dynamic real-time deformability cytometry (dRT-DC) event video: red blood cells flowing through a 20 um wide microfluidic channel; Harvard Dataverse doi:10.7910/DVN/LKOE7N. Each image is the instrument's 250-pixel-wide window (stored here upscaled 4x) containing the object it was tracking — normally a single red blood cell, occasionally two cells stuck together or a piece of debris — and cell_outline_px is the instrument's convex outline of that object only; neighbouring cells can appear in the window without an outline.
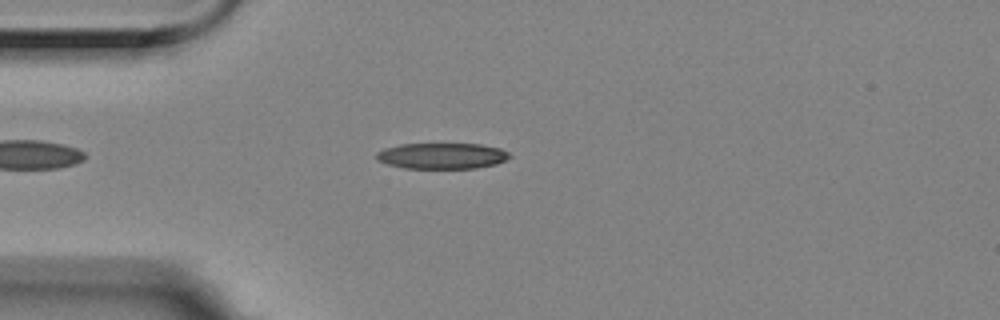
{"species": "Egyptian fruit bat (a non-hibernating species)", "species_latin": "Rousettus aegyptiacus", "temperature_condition": "room temperature", "stored_images_in_passage": 6, "camera_frame_rate_fps": 3000, "um_per_image_px": 0.085, "animal": {"sex": "female"}, "frame": {"image": 1, "passage_image": 5, "time_ms": 1.333, "image_size_px": [1000, 320], "cell_outline_px": [[512, 156], [496, 164], [476, 168], [404, 168], [388, 164], [376, 160], [376, 152], [384, 148], [400, 144], [480, 144], [500, 148], [508, 152]], "centroid_in_image_um": [37.55, 13.25], "position_along_channel_um": 47.4, "area_um2": 20.11}}